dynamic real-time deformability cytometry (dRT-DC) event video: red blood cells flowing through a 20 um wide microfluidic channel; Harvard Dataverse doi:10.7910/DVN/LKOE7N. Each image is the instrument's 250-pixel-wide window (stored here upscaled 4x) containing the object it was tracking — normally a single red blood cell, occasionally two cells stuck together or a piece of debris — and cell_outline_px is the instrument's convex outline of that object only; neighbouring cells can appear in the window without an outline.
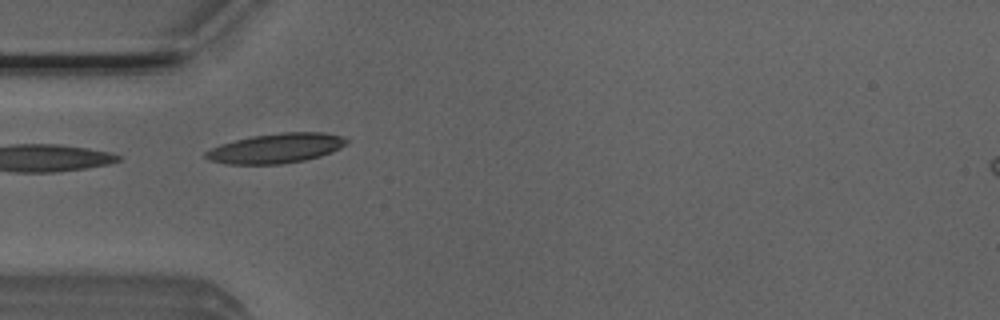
{"species": "Egyptian fruit bat (a non-hibernating species)", "species_latin": "Rousettus aegyptiacus", "temperature_condition": "room temperature", "stored_images_in_passage": 6, "camera_frame_rate_fps": 3000, "um_per_image_px": 0.085, "animal": {"sex": "male"}, "frame": {"image": 1, "passage_image": 5, "time_ms": 1.333, "image_size_px": [1000, 320], "cell_outline_px": [[348, 140], [340, 148], [332, 152], [320, 156], [304, 160], [280, 164], [224, 164], [208, 160], [204, 156], [204, 152], [220, 144], [252, 136], [280, 132], [324, 132], [344, 136]], "centroid_in_image_um": [23.45, 12.6], "position_along_channel_um": 61.5, "area_um2": 24.45}}